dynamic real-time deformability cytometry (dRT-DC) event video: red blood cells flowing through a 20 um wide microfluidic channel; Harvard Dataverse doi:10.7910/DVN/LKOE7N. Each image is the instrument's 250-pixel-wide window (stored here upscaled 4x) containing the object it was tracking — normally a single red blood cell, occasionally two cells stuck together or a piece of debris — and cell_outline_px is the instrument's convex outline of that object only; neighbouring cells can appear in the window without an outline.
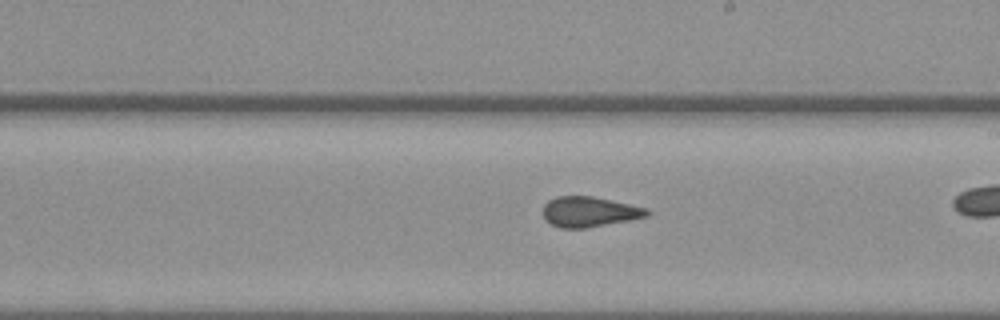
{"species": "common noctule bat (a hibernating species)", "species_latin": "Nyctalus noctula", "temperature_condition": "warm", "stored_images_in_passage": 30, "camera_frame_rate_fps": 3000, "um_per_image_px": 0.085, "animal": {"sex": "female", "body_mass_g": 19.3, "forearm_length_mm": 54.1}, "frame": {"image": 1, "passage_image": 18, "time_ms": 5.667, "image_size_px": [1000, 320], "cell_outline_px": [[652, 212], [648, 216], [588, 228], [560, 228], [544, 220], [544, 204], [548, 200], [556, 196], [592, 196], [648, 208]], "centroid_in_image_um": [50.09, 18.0], "position_along_channel_um": 238.9, "area_um2": 18.38}}